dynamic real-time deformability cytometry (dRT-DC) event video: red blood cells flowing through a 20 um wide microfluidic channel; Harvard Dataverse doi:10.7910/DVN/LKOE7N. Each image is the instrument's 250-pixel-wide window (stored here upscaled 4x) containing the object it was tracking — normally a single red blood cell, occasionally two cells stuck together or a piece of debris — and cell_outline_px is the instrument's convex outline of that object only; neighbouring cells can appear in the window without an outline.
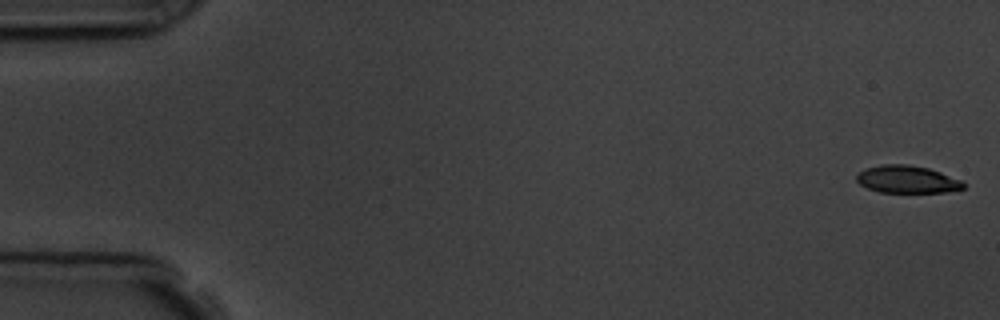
{"species": "common noctule bat (a hibernating species)", "species_latin": "Nyctalus noctula", "temperature_condition": "room temperature", "stored_images_in_passage": 6, "camera_frame_rate_fps": 3000, "um_per_image_px": 0.085, "animal": {"sex": "male", "body_mass_g": 19.5, "forearm_length_mm": 54.6}, "frame": {"image": 1, "passage_image": 1, "time_ms": 0.0, "image_size_px": [1000, 320], "cell_outline_px": [[964, 188], [948, 192], [880, 192], [868, 188], [860, 184], [856, 180], [856, 172], [864, 168], [884, 164], [908, 164], [928, 168], [940, 172], [960, 180], [964, 184]], "centroid_in_image_um": [77.06, 15.24], "position_along_channel_um": 7.9, "area_um2": 17.11}}